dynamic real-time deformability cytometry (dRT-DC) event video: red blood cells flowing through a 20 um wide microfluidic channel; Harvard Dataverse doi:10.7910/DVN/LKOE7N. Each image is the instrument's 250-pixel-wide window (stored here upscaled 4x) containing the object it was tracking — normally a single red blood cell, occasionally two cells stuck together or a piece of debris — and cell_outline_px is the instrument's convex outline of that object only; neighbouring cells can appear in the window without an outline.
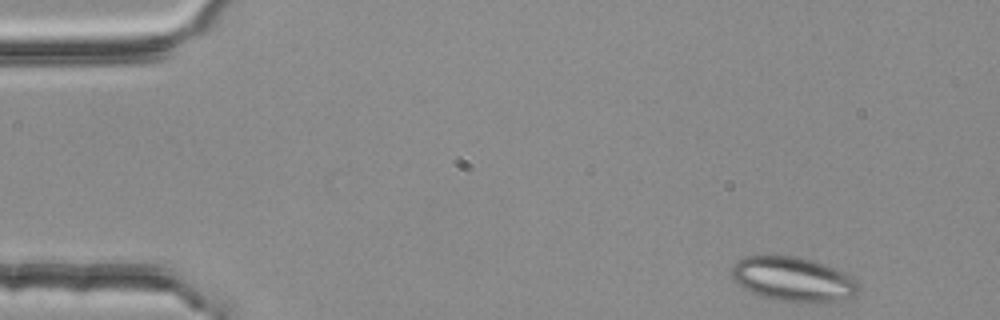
{"species": "common noctule bat (a hibernating species)", "species_latin": "Nyctalus noctula", "temperature_condition": "room temperature", "stored_images_in_passage": 4, "camera_frame_rate_fps": 3000, "um_per_image_px": 0.085, "animal": {"sex": "female", "body_mass_g": 25.1}, "frame": {"image": 1, "passage_image": 1, "time_ms": 0.0, "image_size_px": [1000, 320], "cell_outline_px": [[860, 288], [852, 296], [836, 300], [816, 304], [776, 300], [760, 296], [744, 288], [732, 280], [732, 264], [736, 260], [744, 256], [796, 256], [812, 260], [824, 264], [844, 272], [856, 280]], "centroid_in_image_um": [67.38, 23.74], "position_along_channel_um": 17.6, "area_um2": 33.0}}